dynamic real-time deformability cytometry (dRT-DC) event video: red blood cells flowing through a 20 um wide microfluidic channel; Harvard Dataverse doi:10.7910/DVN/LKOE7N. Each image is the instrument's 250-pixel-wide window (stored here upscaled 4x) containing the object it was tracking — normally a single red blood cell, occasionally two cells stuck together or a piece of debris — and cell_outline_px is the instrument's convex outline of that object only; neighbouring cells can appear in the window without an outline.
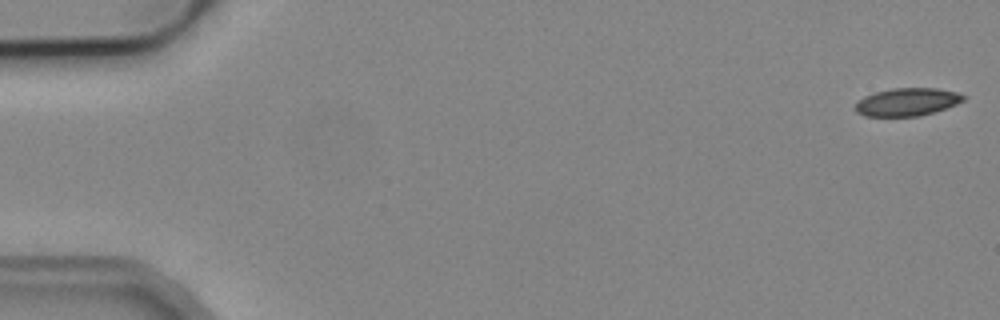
{"species": "common noctule bat (a hibernating species)", "species_latin": "Nyctalus noctula", "temperature_condition": "cold", "stored_images_in_passage": 53, "camera_frame_rate_fps": 3000, "um_per_image_px": 0.085, "animal": {"sex": "male", "body_mass_g": 19.2, "forearm_length_mm": 51.8}, "frame": {"image": 1, "passage_image": 1, "time_ms": 0.0, "image_size_px": [1000, 320], "cell_outline_px": [[968, 96], [964, 100], [956, 104], [920, 116], [864, 116], [856, 112], [852, 108], [864, 96], [876, 92], [892, 88], [936, 88], [956, 92]], "centroid_in_image_um": [77.09, 8.66], "position_along_channel_um": 7.9, "area_um2": 17.51}}
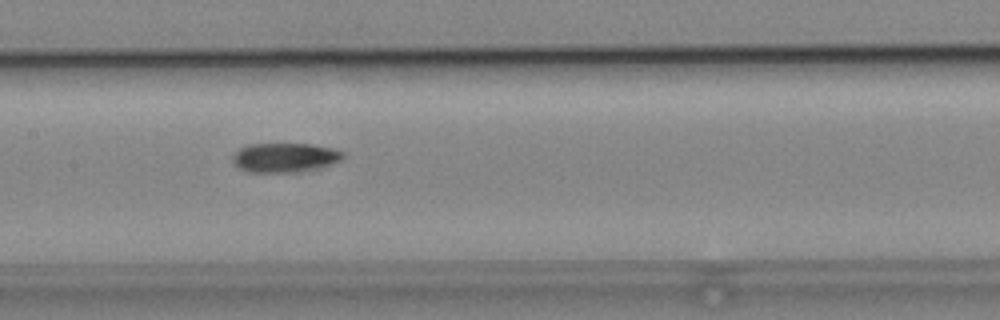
{"frame": {"image": 2, "passage_image": 26, "time_ms": 8.333, "image_size_px": [1000, 320], "cell_outline_px": [[344, 156], [340, 160], [332, 164], [312, 168], [288, 172], [248, 172], [232, 164], [232, 156], [240, 148], [248, 144], [312, 144], [336, 148], [344, 152]], "centroid_in_image_um": [24.19, 13.37], "position_along_channel_um": 183.2, "area_um2": 18.73}}
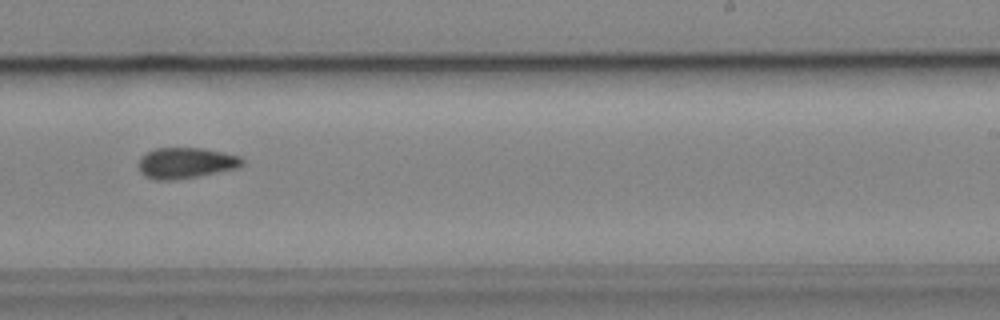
{"frame": {"image": 3, "passage_image": 33, "time_ms": 10.667, "image_size_px": [1000, 320], "cell_outline_px": [[244, 164], [236, 168], [176, 180], [152, 180], [144, 176], [140, 172], [136, 164], [140, 156], [156, 148], [204, 148], [224, 152], [240, 156], [244, 160]], "centroid_in_image_um": [15.74, 13.85], "position_along_channel_um": 273.3, "area_um2": 18.84}}